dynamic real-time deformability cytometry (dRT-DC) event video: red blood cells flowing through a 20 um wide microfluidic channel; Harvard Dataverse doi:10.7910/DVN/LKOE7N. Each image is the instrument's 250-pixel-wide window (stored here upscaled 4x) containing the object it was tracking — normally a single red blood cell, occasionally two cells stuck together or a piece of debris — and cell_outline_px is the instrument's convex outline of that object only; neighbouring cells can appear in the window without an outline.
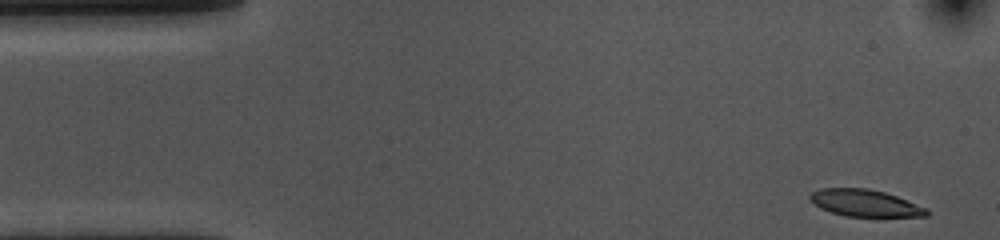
{"species": "common noctule bat (a hibernating species)", "species_latin": "Nyctalus noctula", "temperature_condition": "cold", "stored_images_in_passage": 45, "camera_frame_rate_fps": 3000, "um_per_image_px": 0.085, "animal": {"sex": "female", "body_mass_g": 10.0, "forearm_length_mm": 53.1}, "frame": {"image": 1, "passage_image": 1, "time_ms": 0.0, "image_size_px": [1000, 240], "cell_outline_px": [[928, 216], [844, 216], [820, 208], [808, 200], [808, 196], [812, 192], [820, 188], [868, 188], [884, 192], [896, 196], [928, 208]], "centroid_in_image_um": [73.49, 17.25], "position_along_channel_um": 11.5, "area_um2": 18.26}}
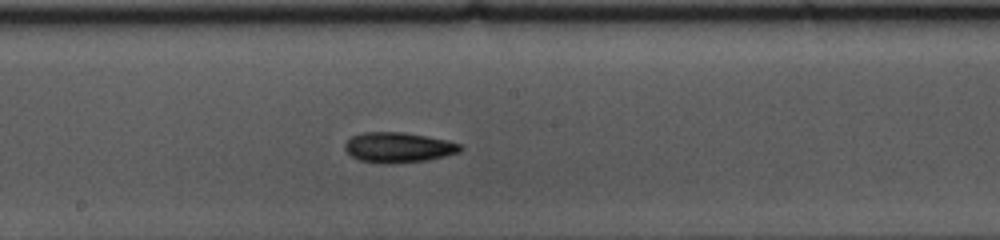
{"frame": {"image": 2, "passage_image": 26, "time_ms": 8.333, "image_size_px": [1000, 240], "cell_outline_px": [[464, 148], [460, 152], [428, 160], [388, 164], [384, 164], [360, 160], [352, 156], [344, 148], [344, 144], [352, 136], [364, 132], [404, 132], [448, 140], [460, 144]], "centroid_in_image_um": [33.88, 12.53], "position_along_channel_um": 214.3, "area_um2": 20.35}}
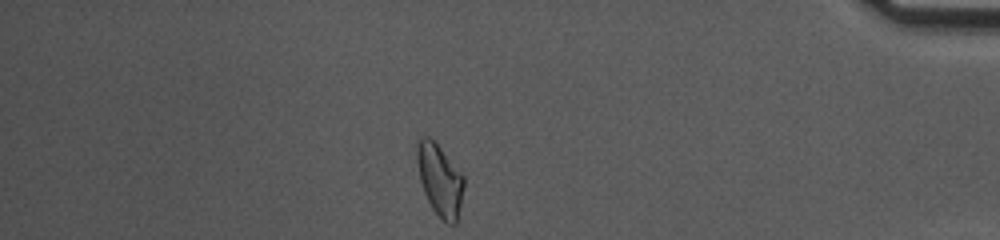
{"frame": {"image": 3, "passage_image": 45, "time_ms": 14.667, "image_size_px": [1000, 240], "cell_outline_px": [[464, 184], [456, 224], [448, 224], [432, 208], [424, 192], [420, 180], [416, 164], [412, 144], [420, 136], [428, 136], [440, 148], [464, 176]], "centroid_in_image_um": [37.31, 15.2], "position_along_channel_um": 397.9, "area_um2": 19.71}, "authors_computed_cell_mechanics": {"area_um2": 19.7098, "velocity_mm_per_s": 3.5751, "shape_relaxation_time_tau1_ms": 10.8442, "shape_relaxation_time_tau2_ms": 7.7354, "deformation_change_tau1": 0.2074, "deformation_change_tau2": 0.1593}}